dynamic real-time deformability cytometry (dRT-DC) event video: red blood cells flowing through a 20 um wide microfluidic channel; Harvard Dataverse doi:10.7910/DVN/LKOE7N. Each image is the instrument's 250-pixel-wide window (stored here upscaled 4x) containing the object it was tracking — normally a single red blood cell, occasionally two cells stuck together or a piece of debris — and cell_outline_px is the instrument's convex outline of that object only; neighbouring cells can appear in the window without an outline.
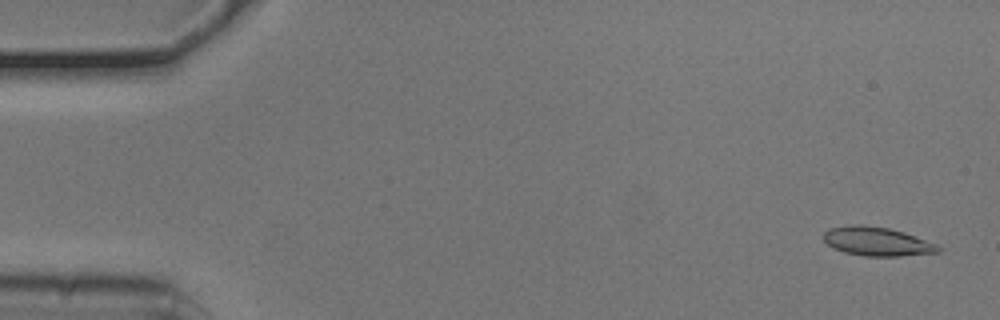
{"species": "common noctule bat (a hibernating species)", "species_latin": "Nyctalus noctula", "temperature_condition": "cold", "stored_images_in_passage": 54, "camera_frame_rate_fps": 3000, "um_per_image_px": 0.085, "animal": {"sex": "male", "body_mass_g": 20.5, "forearm_length_mm": 52.5}, "frame": {"image": 1, "passage_image": 2, "time_ms": 0.333, "image_size_px": [1000, 320], "cell_outline_px": [[944, 248], [940, 252], [900, 256], [864, 256], [844, 252], [828, 244], [824, 240], [824, 232], [828, 228], [852, 224], [860, 224], [888, 228], [904, 232], [936, 244]], "centroid_in_image_um": [74.56, 20.52], "position_along_channel_um": 10.4, "area_um2": 19.25}}
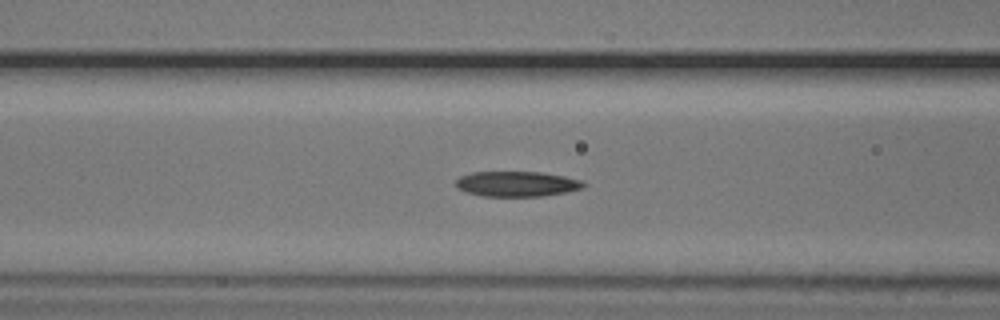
{"frame": {"image": 2, "passage_image": 21, "time_ms": 6.667, "image_size_px": [1000, 320], "cell_outline_px": [[588, 184], [584, 188], [564, 192], [540, 196], [480, 196], [456, 188], [456, 180], [460, 176], [472, 172], [540, 172], [564, 176], [580, 180]], "centroid_in_image_um": [43.93, 15.63], "position_along_channel_um": 122.7, "area_um2": 18.73}}
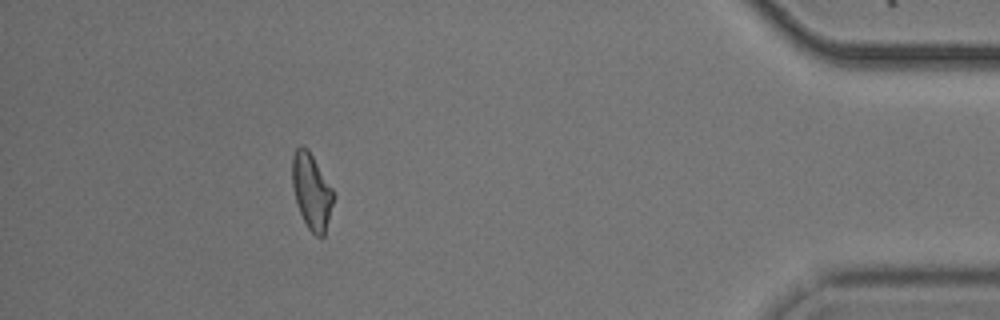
{"frame": {"image": 3, "passage_image": 48, "time_ms": 15.667, "image_size_px": [1000, 320], "cell_outline_px": [[336, 196], [324, 236], [316, 236], [308, 228], [300, 212], [296, 200], [292, 184], [292, 156], [296, 148], [300, 144], [308, 148], [332, 188]], "centroid_in_image_um": [26.5, 16.24], "position_along_channel_um": 408.7, "area_um2": 18.26}, "authors_computed_cell_mechanics": {"area_um2": 18.9584, "velocity_mm_per_s": 3.7695, "shape_relaxation_time_tau1_ms": 3.8781, "shape_relaxation_time_tau2_ms": 5.7485, "deformation_change_tau1": 0.128, "deformation_change_tau2": 0.1583}}